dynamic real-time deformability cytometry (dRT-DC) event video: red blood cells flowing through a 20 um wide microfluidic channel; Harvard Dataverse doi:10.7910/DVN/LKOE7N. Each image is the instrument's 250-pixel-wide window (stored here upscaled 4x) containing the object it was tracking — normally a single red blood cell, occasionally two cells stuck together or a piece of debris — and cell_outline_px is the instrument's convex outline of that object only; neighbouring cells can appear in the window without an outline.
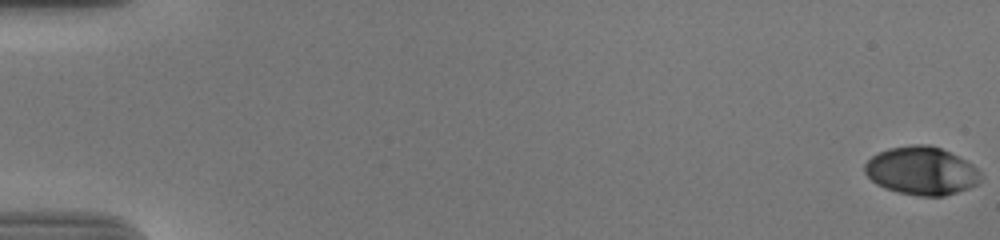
{"species": "human", "species_latin": "Homo sapiens", "temperature_condition": "cold", "stored_images_in_passage": 58, "camera_frame_rate_fps": 3000, "um_per_image_px": 0.085, "donor": {"sex": "male"}, "frame": {"image": 1, "passage_image": 1, "time_ms": 0.0, "image_size_px": [1000, 240], "cell_outline_px": [[980, 180], [976, 184], [968, 188], [944, 196], [920, 196], [900, 192], [876, 184], [864, 172], [864, 164], [872, 156], [888, 148], [912, 144], [928, 144], [940, 148], [972, 164], [980, 172]], "centroid_in_image_um": [78.31, 14.51], "position_along_channel_um": 6.7, "area_um2": 32.14}}
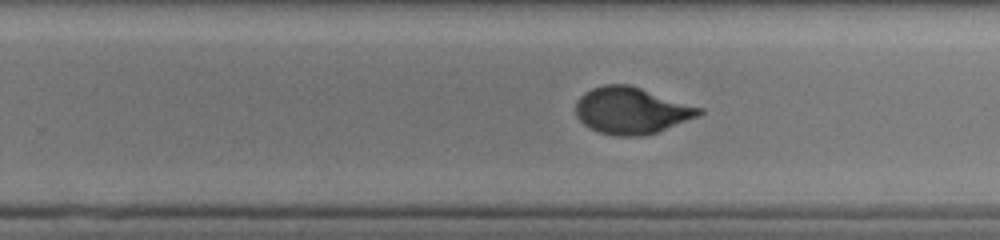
{"frame": {"image": 2, "passage_image": 38, "time_ms": 12.333, "image_size_px": [1000, 240], "cell_outline_px": [[704, 112], [700, 116], [656, 132], [640, 136], [616, 136], [600, 132], [584, 124], [576, 116], [576, 100], [584, 92], [592, 88], [604, 84], [628, 84], [704, 108]], "centroid_in_image_um": [53.68, 9.39], "position_along_channel_um": 276.1, "area_um2": 33.52}}
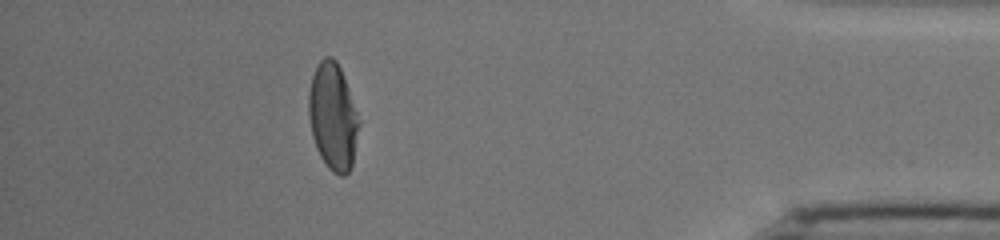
{"frame": {"image": 3, "passage_image": 52, "time_ms": 17.0, "image_size_px": [1000, 240], "cell_outline_px": [[360, 124], [352, 164], [348, 172], [344, 176], [340, 176], [332, 172], [328, 168], [320, 156], [316, 148], [312, 136], [308, 116], [308, 96], [312, 76], [320, 60], [324, 56], [332, 56], [336, 60], [340, 68], [348, 88], [360, 120]], "centroid_in_image_um": [28.29, 9.93], "position_along_channel_um": 406.9, "area_um2": 31.39}, "authors_computed_cell_mechanics": {"area_um2": 32.9749, "velocity_mm_per_s": 3.6914, "shape_relaxation_time_tau1_ms": 4.4629, "shape_relaxation_time_tau2_ms": 1.0953, "deformation_change_tau1": 0.186, "deformation_change_tau2": 0.0535}}